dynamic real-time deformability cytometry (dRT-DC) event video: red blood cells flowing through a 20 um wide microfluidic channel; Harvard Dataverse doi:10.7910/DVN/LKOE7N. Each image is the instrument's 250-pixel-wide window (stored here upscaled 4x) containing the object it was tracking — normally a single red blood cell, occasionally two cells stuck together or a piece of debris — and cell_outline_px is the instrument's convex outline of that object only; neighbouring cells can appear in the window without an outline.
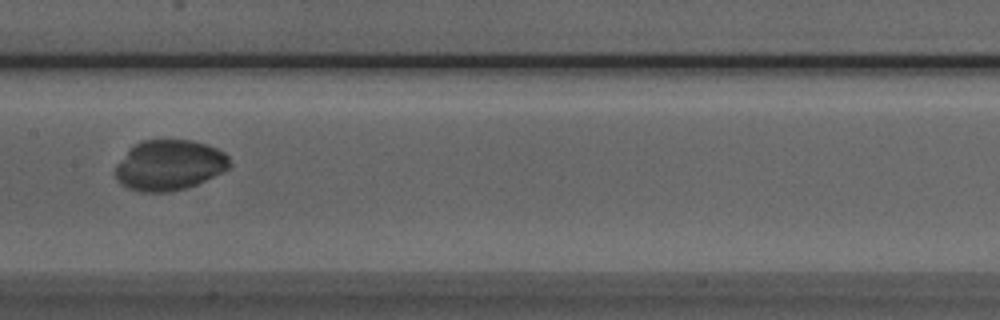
{"species": "Egyptian fruit bat (a non-hibernating species)", "species_latin": "Rousettus aegyptiacus", "temperature_condition": "room temperature", "stored_images_in_passage": 36, "camera_frame_rate_fps": 3000, "um_per_image_px": 0.085, "animal": {"sex": "male"}, "frame": {"image": 1, "passage_image": 17, "time_ms": 5.333, "image_size_px": [1000, 320], "cell_outline_px": [[232, 164], [228, 168], [196, 184], [184, 188], [168, 192], [140, 192], [128, 188], [120, 184], [116, 180], [116, 164], [140, 140], [192, 140], [208, 144], [224, 152], [228, 156]], "centroid_in_image_um": [14.39, 14.03], "position_along_channel_um": 193.0, "area_um2": 33.35}}
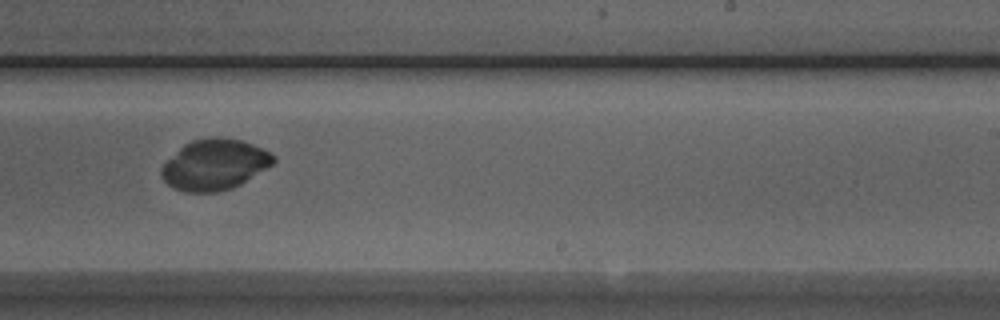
{"frame": {"image": 2, "passage_image": 23, "time_ms": 7.333, "image_size_px": [1000, 320], "cell_outline_px": [[276, 160], [272, 164], [240, 184], [232, 188], [216, 192], [184, 192], [172, 188], [164, 180], [160, 172], [160, 168], [184, 144], [192, 140], [212, 136], [220, 136], [240, 140], [252, 144], [276, 156]], "centroid_in_image_um": [18.21, 13.99], "position_along_channel_um": 270.8, "area_um2": 32.89}}
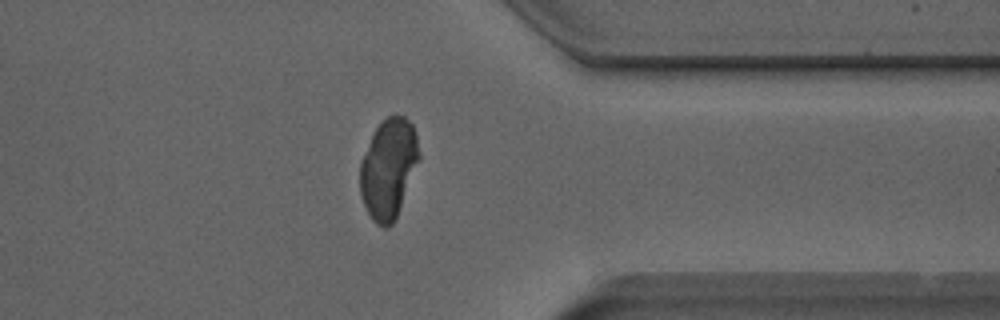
{"frame": {"image": 3, "passage_image": 32, "time_ms": 10.333, "image_size_px": [1000, 320], "cell_outline_px": [[420, 160], [396, 220], [388, 228], [384, 228], [376, 224], [372, 220], [364, 204], [360, 192], [360, 160], [376, 128], [388, 116], [404, 116], [412, 124], [416, 136], [420, 156]], "centroid_in_image_um": [33.03, 14.37], "position_along_channel_um": 378.4, "area_um2": 34.39}}